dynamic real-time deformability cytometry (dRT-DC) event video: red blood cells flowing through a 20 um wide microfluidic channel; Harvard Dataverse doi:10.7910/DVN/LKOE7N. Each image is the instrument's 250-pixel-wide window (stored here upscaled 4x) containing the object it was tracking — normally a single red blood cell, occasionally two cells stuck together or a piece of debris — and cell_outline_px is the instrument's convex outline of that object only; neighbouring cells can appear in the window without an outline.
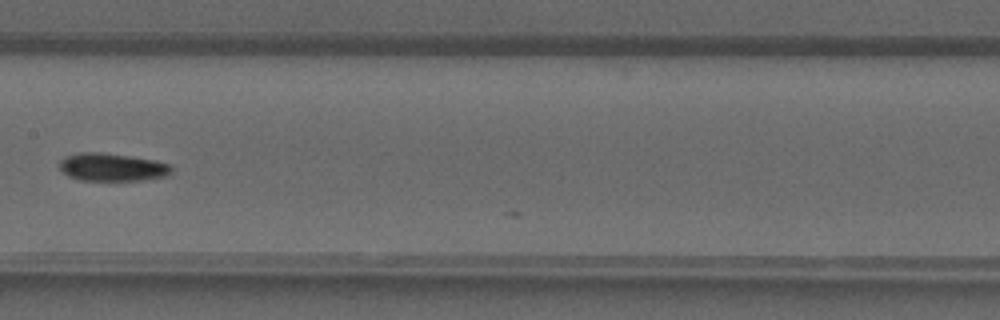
{"species": "common noctule bat (a hibernating species)", "species_latin": "Nyctalus noctula", "temperature_condition": "warm", "stored_images_in_passage": 22, "camera_frame_rate_fps": 3000, "um_per_image_px": 0.085, "animal": {"sex": "male", "forearm_length_mm": 52.5}, "frame": {"image": 1, "passage_image": 21, "time_ms": 6.667, "image_size_px": [1000, 320], "cell_outline_px": [[172, 172], [168, 176], [140, 180], [80, 180], [68, 176], [60, 168], [60, 160], [64, 156], [80, 152], [100, 152], [156, 160], [172, 164]], "centroid_in_image_um": [9.56, 14.2], "position_along_channel_um": 197.8, "area_um2": 18.26}}